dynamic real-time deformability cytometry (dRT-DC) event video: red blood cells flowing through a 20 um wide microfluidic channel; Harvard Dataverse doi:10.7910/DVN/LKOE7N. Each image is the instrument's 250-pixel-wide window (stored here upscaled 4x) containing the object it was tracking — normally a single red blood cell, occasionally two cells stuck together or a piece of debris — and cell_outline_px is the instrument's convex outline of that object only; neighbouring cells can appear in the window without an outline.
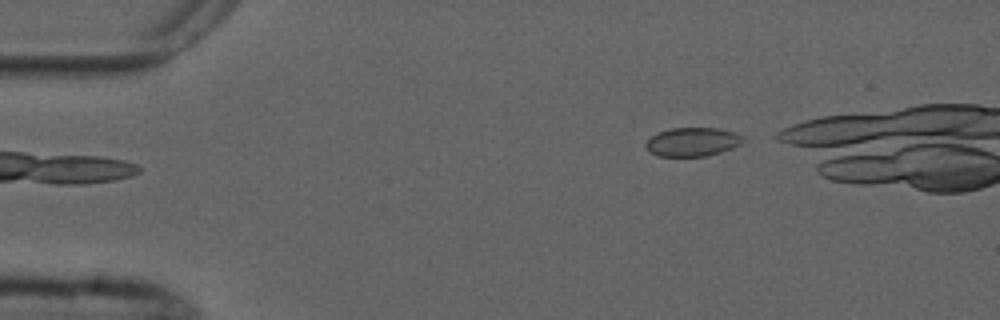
{"species": "common noctule bat (a hibernating species)", "species_latin": "Nyctalus noctula", "temperature_condition": "cold", "stored_images_in_passage": 5, "camera_frame_rate_fps": 3000, "um_per_image_px": 0.085, "animal": {"sex": "male", "forearm_length_mm": 52.5}, "frame": {"image": 1, "passage_image": 5, "time_ms": 4.667, "image_size_px": [1000, 320], "cell_outline_px": [[744, 140], [740, 144], [732, 148], [708, 156], [656, 156], [648, 152], [644, 144], [652, 136], [660, 132], [672, 128], [720, 128], [736, 132], [744, 136]], "centroid_in_image_um": [58.87, 12.06], "position_along_channel_um": 26.1, "area_um2": 16.42}}